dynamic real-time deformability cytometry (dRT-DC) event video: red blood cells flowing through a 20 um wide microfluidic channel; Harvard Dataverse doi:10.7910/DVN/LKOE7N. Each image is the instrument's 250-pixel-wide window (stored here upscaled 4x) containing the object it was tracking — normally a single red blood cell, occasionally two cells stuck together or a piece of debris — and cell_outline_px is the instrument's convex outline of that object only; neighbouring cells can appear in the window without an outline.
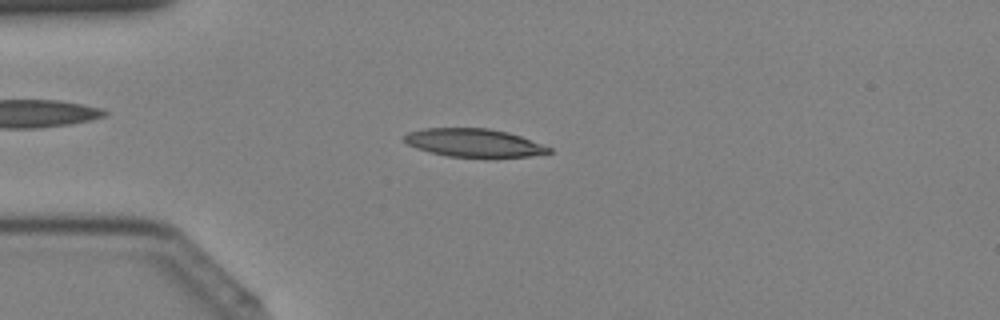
{"species": "Egyptian fruit bat (a non-hibernating species)", "species_latin": "Rousettus aegyptiacus", "temperature_condition": "cold", "stored_images_in_passage": 33, "camera_frame_rate_fps": 3000, "um_per_image_px": 0.085, "animal": {"sex": "female"}, "frame": {"image": 1, "passage_image": 2, "time_ms": 0.333, "image_size_px": [1000, 320], "cell_outline_px": [[552, 152], [532, 156], [448, 156], [416, 148], [408, 144], [404, 140], [404, 136], [408, 132], [424, 128], [488, 128], [508, 132], [520, 136], [552, 148]], "centroid_in_image_um": [40.27, 12.12], "position_along_channel_um": 44.7, "area_um2": 23.29}}
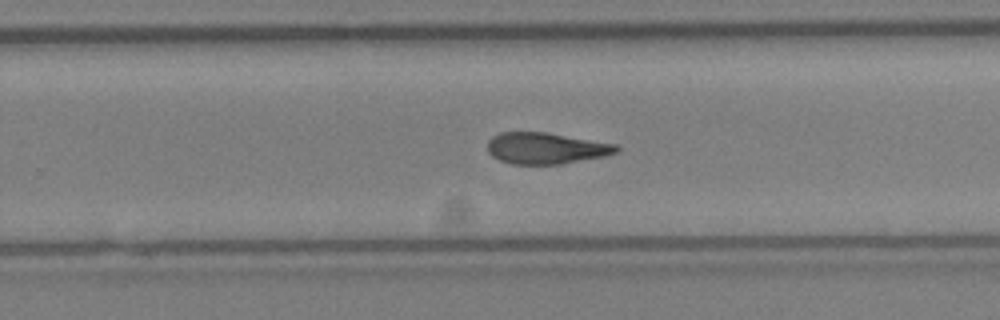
{"frame": {"image": 2, "passage_image": 18, "time_ms": 5.667, "image_size_px": [1000, 320], "cell_outline_px": [[620, 148], [616, 152], [604, 156], [560, 164], [512, 164], [500, 160], [492, 156], [488, 152], [488, 140], [492, 136], [500, 132], [548, 132], [616, 144]], "centroid_in_image_um": [46.38, 12.59], "position_along_channel_um": 283.4, "area_um2": 23.52}}
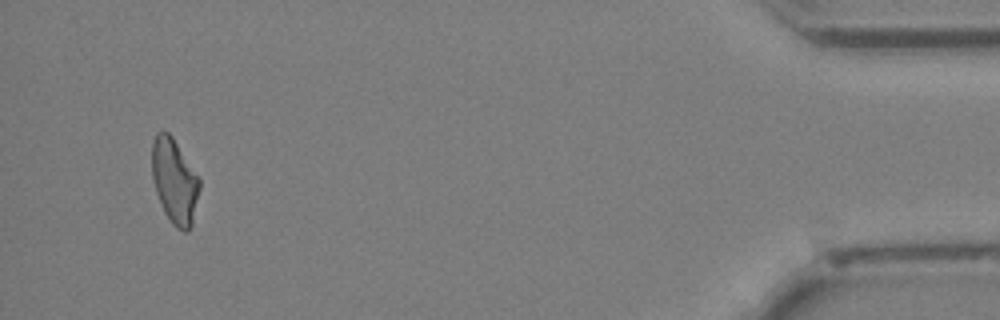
{"frame": {"image": 3, "passage_image": 31, "time_ms": 10.0, "image_size_px": [1000, 320], "cell_outline_px": [[200, 188], [192, 224], [188, 232], [184, 232], [176, 228], [172, 224], [164, 212], [156, 192], [152, 180], [152, 140], [156, 132], [168, 132], [172, 136], [200, 176]], "centroid_in_image_um": [14.84, 15.39], "position_along_channel_um": 420.4, "area_um2": 23.87}}